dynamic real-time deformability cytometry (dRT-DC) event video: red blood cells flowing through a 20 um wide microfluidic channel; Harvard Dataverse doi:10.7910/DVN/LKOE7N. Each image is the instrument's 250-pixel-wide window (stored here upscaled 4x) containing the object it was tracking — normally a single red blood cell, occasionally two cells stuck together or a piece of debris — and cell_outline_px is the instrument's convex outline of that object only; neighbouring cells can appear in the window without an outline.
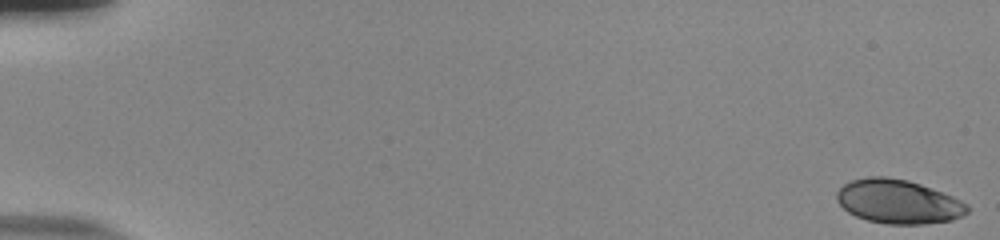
{"species": "human", "species_latin": "Homo sapiens", "temperature_condition": "room temperature", "stored_images_in_passage": 54, "camera_frame_rate_fps": 3000, "um_per_image_px": 0.085, "donor": {"sex": "male"}, "frame": {"image": 1, "passage_image": 1, "time_ms": 0.0, "image_size_px": [1000, 240], "cell_outline_px": [[968, 212], [964, 216], [952, 220], [924, 224], [884, 224], [868, 220], [856, 216], [848, 212], [836, 200], [836, 192], [844, 184], [852, 180], [868, 176], [888, 176], [908, 180], [920, 184], [952, 196], [968, 204]], "centroid_in_image_um": [76.35, 17.14], "position_along_channel_um": 8.7, "area_um2": 33.58}}
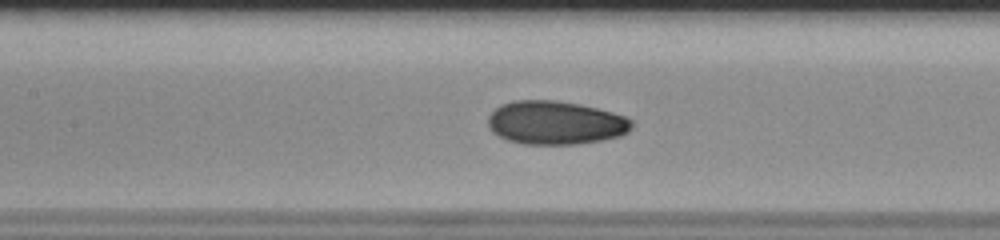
{"frame": {"image": 2, "passage_image": 27, "time_ms": 8.667, "image_size_px": [1000, 240], "cell_outline_px": [[632, 128], [628, 132], [620, 136], [600, 140], [576, 144], [524, 144], [508, 140], [492, 132], [488, 128], [488, 116], [500, 104], [512, 100], [556, 100], [580, 104], [612, 112], [624, 116], [632, 120]], "centroid_in_image_um": [47.19, 10.42], "position_along_channel_um": 160.2, "area_um2": 36.53}}
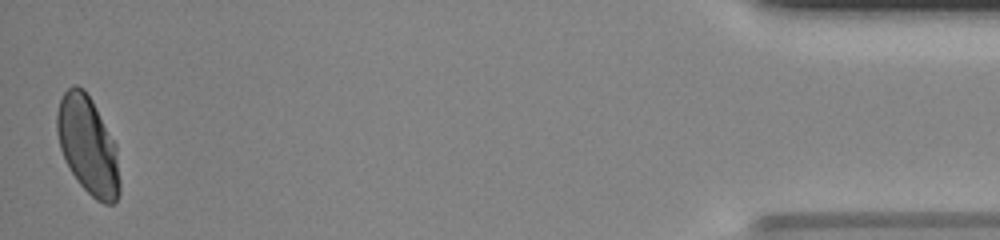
{"frame": {"image": 3, "passage_image": 54, "time_ms": 17.667, "image_size_px": [1000, 240], "cell_outline_px": [[120, 192], [116, 200], [112, 204], [104, 204], [96, 200], [80, 184], [72, 172], [60, 148], [56, 132], [56, 112], [60, 100], [64, 92], [72, 84], [76, 84], [84, 88], [92, 100], [116, 144], [120, 180]], "centroid_in_image_um": [7.47, 12.34], "position_along_channel_um": 427.7, "area_um2": 35.78}, "authors_computed_cell_mechanics": {"area_um2": 35.5181, "velocity_mm_per_s": 3.8638, "shape_relaxation_time_tau1_ms": 6.691, "shape_relaxation_time_tau2_ms": 1.0086, "deformation_change_tau1": 0.1894, "deformation_change_tau2": 0.0358}}